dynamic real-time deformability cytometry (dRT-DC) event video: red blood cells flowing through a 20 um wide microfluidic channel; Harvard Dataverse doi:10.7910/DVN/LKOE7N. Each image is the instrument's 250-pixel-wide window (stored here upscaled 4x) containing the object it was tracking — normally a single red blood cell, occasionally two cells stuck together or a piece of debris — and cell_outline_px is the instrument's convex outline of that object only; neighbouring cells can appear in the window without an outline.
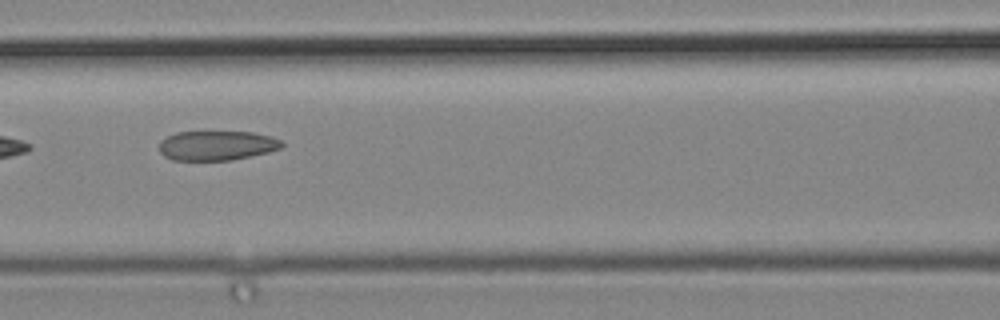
{"species": "common noctule bat (a hibernating species)", "species_latin": "Nyctalus noctula", "temperature_condition": "cold", "stored_images_in_passage": 4, "camera_frame_rate_fps": 3000, "um_per_image_px": 0.085, "animal": {"sex": "male", "body_mass_g": 19.2, "forearm_length_mm": 51.8}, "frame": {"image": 1, "passage_image": 3, "time_ms": 0.667, "image_size_px": [1000, 320], "cell_outline_px": [[284, 144], [280, 148], [268, 152], [232, 160], [172, 160], [164, 156], [160, 152], [160, 140], [176, 132], [252, 132], [272, 136], [280, 140]], "centroid_in_image_um": [18.42, 12.37], "position_along_channel_um": 148.2, "area_um2": 21.1}}
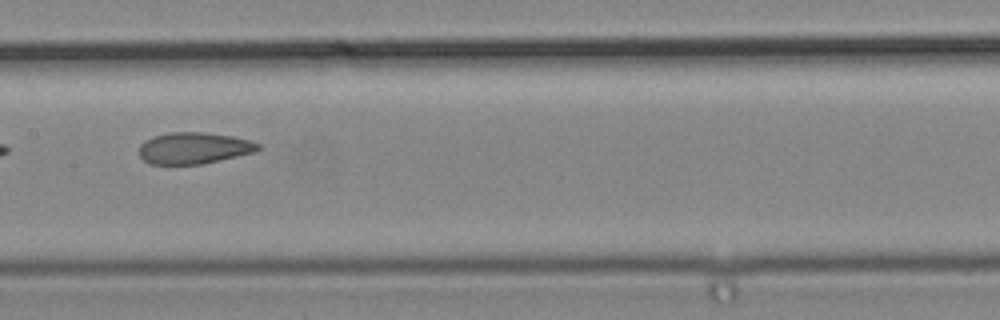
{"frame": {"image": 2, "passage_image": 4, "time_ms": 1.0, "image_size_px": [1000, 320], "cell_outline_px": [[260, 148], [252, 152], [236, 156], [200, 164], [148, 164], [140, 156], [140, 144], [144, 140], [156, 136], [172, 132], [204, 132], [232, 136], [248, 140], [260, 144]], "centroid_in_image_um": [16.44, 12.58], "position_along_channel_um": 191.0, "area_um2": 21.5}}